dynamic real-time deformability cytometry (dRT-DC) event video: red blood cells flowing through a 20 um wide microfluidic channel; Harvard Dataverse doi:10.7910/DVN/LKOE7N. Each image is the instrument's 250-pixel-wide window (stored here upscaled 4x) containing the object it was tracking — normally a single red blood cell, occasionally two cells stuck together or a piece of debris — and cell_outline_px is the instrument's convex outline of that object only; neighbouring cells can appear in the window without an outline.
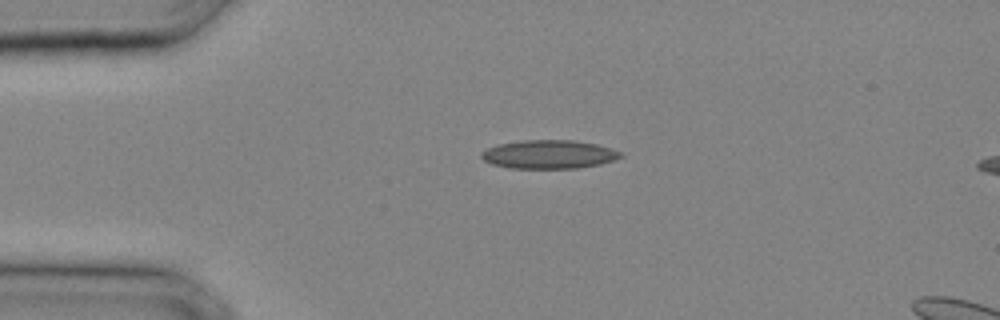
{"species": "common noctule bat (a hibernating species)", "species_latin": "Nyctalus noctula", "temperature_condition": "cold", "stored_images_in_passage": 24, "camera_frame_rate_fps": 3000, "um_per_image_px": 0.085, "animal": {"sex": "male", "body_mass_g": 20.4}, "frame": {"image": 1, "passage_image": 1, "time_ms": 0.0, "image_size_px": [1000, 320], "cell_outline_px": [[624, 156], [600, 164], [576, 168], [508, 168], [492, 164], [484, 160], [480, 156], [480, 152], [496, 144], [520, 140], [572, 140], [596, 144], [624, 152]], "centroid_in_image_um": [46.64, 13.11], "position_along_channel_um": 38.4, "area_um2": 23.29}}
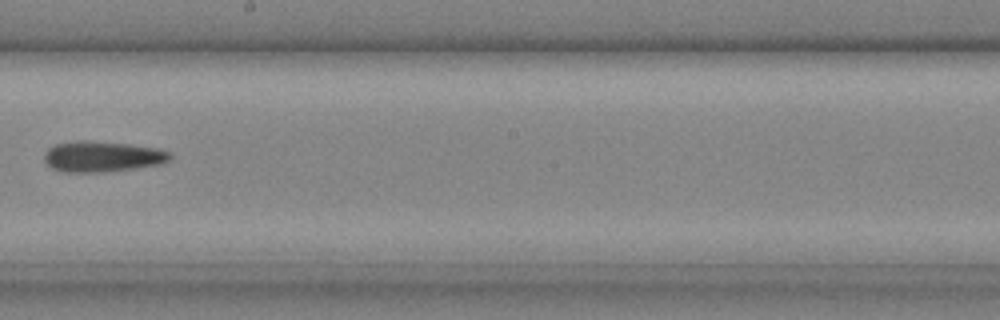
{"frame": {"image": 2, "passage_image": 12, "time_ms": 3.667, "image_size_px": [1000, 320], "cell_outline_px": [[172, 156], [168, 160], [160, 164], [136, 168], [104, 172], [64, 172], [52, 168], [44, 160], [44, 152], [48, 148], [56, 144], [76, 140], [84, 140], [128, 144], [160, 148], [168, 152]], "centroid_in_image_um": [8.67, 13.3], "position_along_channel_um": 239.5, "area_um2": 22.54}}
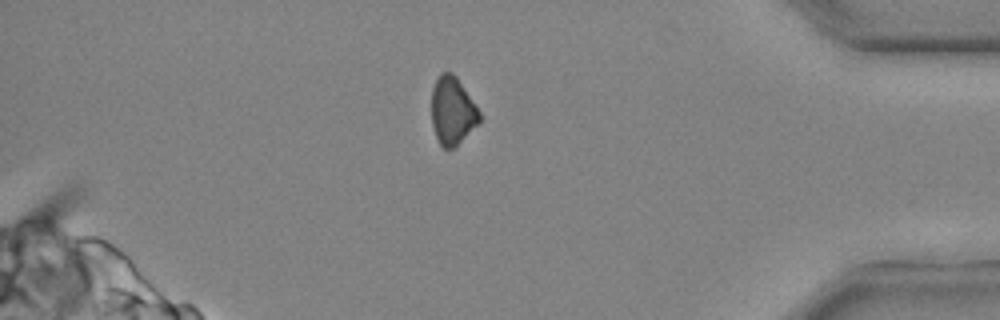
{"frame": {"image": 3, "passage_image": 21, "time_ms": 6.667, "image_size_px": [1000, 320], "cell_outline_px": [[480, 120], [452, 148], [440, 148], [432, 124], [432, 88], [440, 72], [452, 72], [456, 76], [480, 112]], "centroid_in_image_um": [38.42, 9.39], "position_along_channel_um": 396.8, "area_um2": 18.5}}